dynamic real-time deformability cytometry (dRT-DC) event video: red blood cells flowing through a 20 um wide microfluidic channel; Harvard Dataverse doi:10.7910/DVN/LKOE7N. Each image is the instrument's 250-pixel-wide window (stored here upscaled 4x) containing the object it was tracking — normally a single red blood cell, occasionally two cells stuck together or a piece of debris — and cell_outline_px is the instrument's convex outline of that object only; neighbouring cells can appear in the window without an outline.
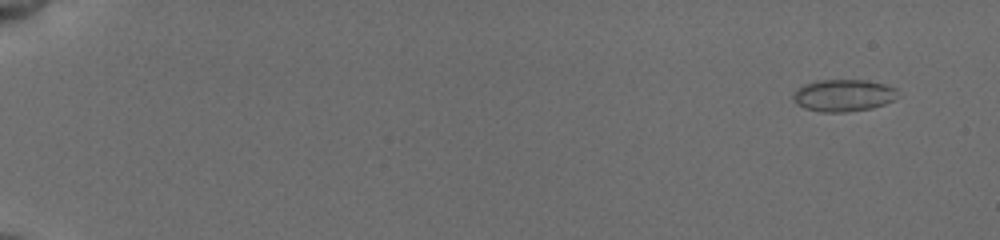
{"species": "common noctule bat (a hibernating species)", "species_latin": "Nyctalus noctula", "temperature_condition": "cold", "stored_images_in_passage": 18, "camera_frame_rate_fps": 3000, "um_per_image_px": 0.085, "animal": {"sex": "female", "body_mass_g": 19.5, "forearm_length_mm": 54.1}, "frame": {"image": 1, "passage_image": 2, "time_ms": 1.0, "image_size_px": [1000, 240], "cell_outline_px": [[896, 88], [892, 100], [884, 104], [872, 108], [844, 112], [820, 112], [804, 108], [796, 104], [792, 96], [792, 92], [804, 84], [820, 80], [864, 80], [884, 84]], "centroid_in_image_um": [71.61, 8.11], "position_along_channel_um": 13.4, "area_um2": 19.36}}
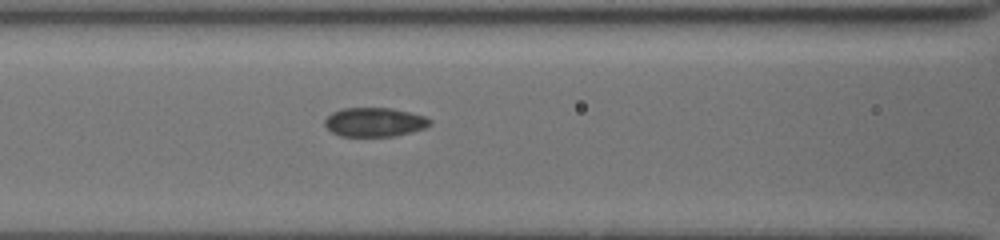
{"frame": {"image": 2, "passage_image": 9, "time_ms": 8.667, "image_size_px": [1000, 240], "cell_outline_px": [[432, 124], [424, 128], [392, 136], [340, 136], [332, 132], [324, 124], [324, 120], [332, 112], [340, 108], [392, 108], [424, 116], [432, 120]], "centroid_in_image_um": [31.81, 10.37], "position_along_channel_um": 134.8, "area_um2": 17.69}}
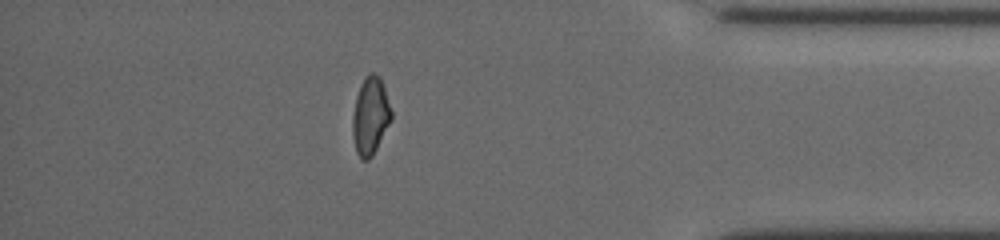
{"frame": {"image": 3, "passage_image": 16, "time_ms": 16.333, "image_size_px": [1000, 240], "cell_outline_px": [[392, 120], [372, 156], [368, 160], [360, 160], [356, 152], [352, 136], [352, 116], [356, 96], [360, 84], [364, 76], [372, 72], [380, 76], [392, 112]], "centroid_in_image_um": [31.46, 9.86], "position_along_channel_um": 403.7, "area_um2": 17.74}, "authors_computed_cell_mechanics": {"area_um2": 18.1781, "velocity_mm_per_s": 3.8435, "shape_relaxation_time_tau1_ms": 5.6285, "shape_relaxation_time_tau2_ms": 1.5375, "deformation_change_tau1": 0.1158, "deformation_change_tau2": 0.0454}}